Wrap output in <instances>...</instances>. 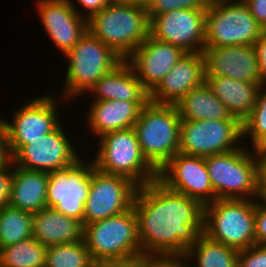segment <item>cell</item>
Here are the masks:
<instances>
[{"mask_svg": "<svg viewBox=\"0 0 266 267\" xmlns=\"http://www.w3.org/2000/svg\"><path fill=\"white\" fill-rule=\"evenodd\" d=\"M133 208L141 252L154 259H183L204 231V205L158 179L138 187Z\"/></svg>", "mask_w": 266, "mask_h": 267, "instance_id": "obj_1", "label": "cell"}, {"mask_svg": "<svg viewBox=\"0 0 266 267\" xmlns=\"http://www.w3.org/2000/svg\"><path fill=\"white\" fill-rule=\"evenodd\" d=\"M146 8L109 3L87 19V30L126 60L149 36Z\"/></svg>", "mask_w": 266, "mask_h": 267, "instance_id": "obj_2", "label": "cell"}, {"mask_svg": "<svg viewBox=\"0 0 266 267\" xmlns=\"http://www.w3.org/2000/svg\"><path fill=\"white\" fill-rule=\"evenodd\" d=\"M180 125L175 105L148 101L141 109L134 129L144 157L157 171L179 152Z\"/></svg>", "mask_w": 266, "mask_h": 267, "instance_id": "obj_3", "label": "cell"}, {"mask_svg": "<svg viewBox=\"0 0 266 267\" xmlns=\"http://www.w3.org/2000/svg\"><path fill=\"white\" fill-rule=\"evenodd\" d=\"M93 161L103 173L130 179L138 187L157 179L158 171L144 157L134 128L105 133L98 138Z\"/></svg>", "mask_w": 266, "mask_h": 267, "instance_id": "obj_4", "label": "cell"}, {"mask_svg": "<svg viewBox=\"0 0 266 267\" xmlns=\"http://www.w3.org/2000/svg\"><path fill=\"white\" fill-rule=\"evenodd\" d=\"M247 147L205 157L217 199H257L260 194L255 149ZM253 150V152H252Z\"/></svg>", "mask_w": 266, "mask_h": 267, "instance_id": "obj_5", "label": "cell"}, {"mask_svg": "<svg viewBox=\"0 0 266 267\" xmlns=\"http://www.w3.org/2000/svg\"><path fill=\"white\" fill-rule=\"evenodd\" d=\"M65 56L69 62L62 96L68 101L71 97L72 100L83 93L88 94L101 77L124 60L88 31Z\"/></svg>", "mask_w": 266, "mask_h": 267, "instance_id": "obj_6", "label": "cell"}, {"mask_svg": "<svg viewBox=\"0 0 266 267\" xmlns=\"http://www.w3.org/2000/svg\"><path fill=\"white\" fill-rule=\"evenodd\" d=\"M203 233L238 251L256 244L255 200L216 199L206 204Z\"/></svg>", "mask_w": 266, "mask_h": 267, "instance_id": "obj_7", "label": "cell"}, {"mask_svg": "<svg viewBox=\"0 0 266 267\" xmlns=\"http://www.w3.org/2000/svg\"><path fill=\"white\" fill-rule=\"evenodd\" d=\"M83 240L96 264L142 253L133 206L121 214L84 225Z\"/></svg>", "mask_w": 266, "mask_h": 267, "instance_id": "obj_8", "label": "cell"}, {"mask_svg": "<svg viewBox=\"0 0 266 267\" xmlns=\"http://www.w3.org/2000/svg\"><path fill=\"white\" fill-rule=\"evenodd\" d=\"M264 32L243 0H210L205 47L253 45Z\"/></svg>", "mask_w": 266, "mask_h": 267, "instance_id": "obj_9", "label": "cell"}, {"mask_svg": "<svg viewBox=\"0 0 266 267\" xmlns=\"http://www.w3.org/2000/svg\"><path fill=\"white\" fill-rule=\"evenodd\" d=\"M243 138L239 119L181 120L179 152L208 157L240 148Z\"/></svg>", "mask_w": 266, "mask_h": 267, "instance_id": "obj_10", "label": "cell"}, {"mask_svg": "<svg viewBox=\"0 0 266 267\" xmlns=\"http://www.w3.org/2000/svg\"><path fill=\"white\" fill-rule=\"evenodd\" d=\"M81 158L73 165L49 173L46 192L47 207L83 223L85 202L91 185L93 161Z\"/></svg>", "mask_w": 266, "mask_h": 267, "instance_id": "obj_11", "label": "cell"}, {"mask_svg": "<svg viewBox=\"0 0 266 267\" xmlns=\"http://www.w3.org/2000/svg\"><path fill=\"white\" fill-rule=\"evenodd\" d=\"M138 186L130 179L91 171V185L85 202L83 225L121 214L133 206Z\"/></svg>", "mask_w": 266, "mask_h": 267, "instance_id": "obj_12", "label": "cell"}, {"mask_svg": "<svg viewBox=\"0 0 266 267\" xmlns=\"http://www.w3.org/2000/svg\"><path fill=\"white\" fill-rule=\"evenodd\" d=\"M54 97L56 96L44 95L33 98L13 113L11 122L4 120L12 156L23 145L33 143L60 124Z\"/></svg>", "mask_w": 266, "mask_h": 267, "instance_id": "obj_13", "label": "cell"}, {"mask_svg": "<svg viewBox=\"0 0 266 267\" xmlns=\"http://www.w3.org/2000/svg\"><path fill=\"white\" fill-rule=\"evenodd\" d=\"M205 27L206 10L177 9L152 18L149 36L188 53H203Z\"/></svg>", "mask_w": 266, "mask_h": 267, "instance_id": "obj_14", "label": "cell"}, {"mask_svg": "<svg viewBox=\"0 0 266 267\" xmlns=\"http://www.w3.org/2000/svg\"><path fill=\"white\" fill-rule=\"evenodd\" d=\"M59 124L53 131L23 145L13 156L12 163L30 170L50 173L76 163L80 158L66 130Z\"/></svg>", "mask_w": 266, "mask_h": 267, "instance_id": "obj_15", "label": "cell"}, {"mask_svg": "<svg viewBox=\"0 0 266 267\" xmlns=\"http://www.w3.org/2000/svg\"><path fill=\"white\" fill-rule=\"evenodd\" d=\"M157 179L169 189L194 198L204 206L217 199L205 157L178 152L158 171Z\"/></svg>", "mask_w": 266, "mask_h": 267, "instance_id": "obj_16", "label": "cell"}, {"mask_svg": "<svg viewBox=\"0 0 266 267\" xmlns=\"http://www.w3.org/2000/svg\"><path fill=\"white\" fill-rule=\"evenodd\" d=\"M37 1L36 8L44 30L65 55L88 31L84 13L76 10L72 0Z\"/></svg>", "mask_w": 266, "mask_h": 267, "instance_id": "obj_17", "label": "cell"}, {"mask_svg": "<svg viewBox=\"0 0 266 267\" xmlns=\"http://www.w3.org/2000/svg\"><path fill=\"white\" fill-rule=\"evenodd\" d=\"M186 52L150 36L126 59L150 94Z\"/></svg>", "mask_w": 266, "mask_h": 267, "instance_id": "obj_18", "label": "cell"}, {"mask_svg": "<svg viewBox=\"0 0 266 267\" xmlns=\"http://www.w3.org/2000/svg\"><path fill=\"white\" fill-rule=\"evenodd\" d=\"M206 76L262 84L253 45L204 47Z\"/></svg>", "mask_w": 266, "mask_h": 267, "instance_id": "obj_19", "label": "cell"}, {"mask_svg": "<svg viewBox=\"0 0 266 267\" xmlns=\"http://www.w3.org/2000/svg\"><path fill=\"white\" fill-rule=\"evenodd\" d=\"M205 79L206 69L203 53L186 52L149 94V101L175 105L191 89L203 84Z\"/></svg>", "mask_w": 266, "mask_h": 267, "instance_id": "obj_20", "label": "cell"}, {"mask_svg": "<svg viewBox=\"0 0 266 267\" xmlns=\"http://www.w3.org/2000/svg\"><path fill=\"white\" fill-rule=\"evenodd\" d=\"M148 101H94L88 111L87 123L97 138L105 133L134 128L141 109Z\"/></svg>", "mask_w": 266, "mask_h": 267, "instance_id": "obj_21", "label": "cell"}, {"mask_svg": "<svg viewBox=\"0 0 266 267\" xmlns=\"http://www.w3.org/2000/svg\"><path fill=\"white\" fill-rule=\"evenodd\" d=\"M81 221L63 215L53 207L32 214V236L46 247L83 240Z\"/></svg>", "mask_w": 266, "mask_h": 267, "instance_id": "obj_22", "label": "cell"}, {"mask_svg": "<svg viewBox=\"0 0 266 267\" xmlns=\"http://www.w3.org/2000/svg\"><path fill=\"white\" fill-rule=\"evenodd\" d=\"M88 92L95 95L94 101H149V93L126 60L101 77Z\"/></svg>", "mask_w": 266, "mask_h": 267, "instance_id": "obj_23", "label": "cell"}, {"mask_svg": "<svg viewBox=\"0 0 266 267\" xmlns=\"http://www.w3.org/2000/svg\"><path fill=\"white\" fill-rule=\"evenodd\" d=\"M205 82L225 104L228 112L241 122L256 105L263 84L244 82L230 77L206 76Z\"/></svg>", "mask_w": 266, "mask_h": 267, "instance_id": "obj_24", "label": "cell"}, {"mask_svg": "<svg viewBox=\"0 0 266 267\" xmlns=\"http://www.w3.org/2000/svg\"><path fill=\"white\" fill-rule=\"evenodd\" d=\"M48 179L47 172L30 170L13 164L9 205L32 214L47 207Z\"/></svg>", "mask_w": 266, "mask_h": 267, "instance_id": "obj_25", "label": "cell"}, {"mask_svg": "<svg viewBox=\"0 0 266 267\" xmlns=\"http://www.w3.org/2000/svg\"><path fill=\"white\" fill-rule=\"evenodd\" d=\"M175 106L181 120L238 119L228 112L206 82L191 89Z\"/></svg>", "mask_w": 266, "mask_h": 267, "instance_id": "obj_26", "label": "cell"}, {"mask_svg": "<svg viewBox=\"0 0 266 267\" xmlns=\"http://www.w3.org/2000/svg\"><path fill=\"white\" fill-rule=\"evenodd\" d=\"M192 258L196 259L195 267H237L238 250L201 233L183 258L187 267Z\"/></svg>", "mask_w": 266, "mask_h": 267, "instance_id": "obj_27", "label": "cell"}, {"mask_svg": "<svg viewBox=\"0 0 266 267\" xmlns=\"http://www.w3.org/2000/svg\"><path fill=\"white\" fill-rule=\"evenodd\" d=\"M47 247L33 236L0 249V267H45Z\"/></svg>", "mask_w": 266, "mask_h": 267, "instance_id": "obj_28", "label": "cell"}, {"mask_svg": "<svg viewBox=\"0 0 266 267\" xmlns=\"http://www.w3.org/2000/svg\"><path fill=\"white\" fill-rule=\"evenodd\" d=\"M32 237V213L6 205L0 208V249Z\"/></svg>", "mask_w": 266, "mask_h": 267, "instance_id": "obj_29", "label": "cell"}, {"mask_svg": "<svg viewBox=\"0 0 266 267\" xmlns=\"http://www.w3.org/2000/svg\"><path fill=\"white\" fill-rule=\"evenodd\" d=\"M84 240L49 246L45 267H96Z\"/></svg>", "mask_w": 266, "mask_h": 267, "instance_id": "obj_30", "label": "cell"}, {"mask_svg": "<svg viewBox=\"0 0 266 267\" xmlns=\"http://www.w3.org/2000/svg\"><path fill=\"white\" fill-rule=\"evenodd\" d=\"M249 135L253 149L266 146V85H262L256 105L242 121V136Z\"/></svg>", "mask_w": 266, "mask_h": 267, "instance_id": "obj_31", "label": "cell"}, {"mask_svg": "<svg viewBox=\"0 0 266 267\" xmlns=\"http://www.w3.org/2000/svg\"><path fill=\"white\" fill-rule=\"evenodd\" d=\"M210 0H152L146 9L149 21L157 15L177 9L206 10Z\"/></svg>", "mask_w": 266, "mask_h": 267, "instance_id": "obj_32", "label": "cell"}, {"mask_svg": "<svg viewBox=\"0 0 266 267\" xmlns=\"http://www.w3.org/2000/svg\"><path fill=\"white\" fill-rule=\"evenodd\" d=\"M237 267H266V245L254 244L239 250Z\"/></svg>", "mask_w": 266, "mask_h": 267, "instance_id": "obj_33", "label": "cell"}, {"mask_svg": "<svg viewBox=\"0 0 266 267\" xmlns=\"http://www.w3.org/2000/svg\"><path fill=\"white\" fill-rule=\"evenodd\" d=\"M255 236L256 244L266 245V199L263 196L255 199Z\"/></svg>", "mask_w": 266, "mask_h": 267, "instance_id": "obj_34", "label": "cell"}, {"mask_svg": "<svg viewBox=\"0 0 266 267\" xmlns=\"http://www.w3.org/2000/svg\"><path fill=\"white\" fill-rule=\"evenodd\" d=\"M155 259L143 253L127 258L110 259L97 264L96 267H148Z\"/></svg>", "mask_w": 266, "mask_h": 267, "instance_id": "obj_35", "label": "cell"}, {"mask_svg": "<svg viewBox=\"0 0 266 267\" xmlns=\"http://www.w3.org/2000/svg\"><path fill=\"white\" fill-rule=\"evenodd\" d=\"M13 163L0 168V208L9 205L11 183L13 178Z\"/></svg>", "mask_w": 266, "mask_h": 267, "instance_id": "obj_36", "label": "cell"}, {"mask_svg": "<svg viewBox=\"0 0 266 267\" xmlns=\"http://www.w3.org/2000/svg\"><path fill=\"white\" fill-rule=\"evenodd\" d=\"M257 62L260 80L266 85V31L253 44Z\"/></svg>", "mask_w": 266, "mask_h": 267, "instance_id": "obj_37", "label": "cell"}, {"mask_svg": "<svg viewBox=\"0 0 266 267\" xmlns=\"http://www.w3.org/2000/svg\"><path fill=\"white\" fill-rule=\"evenodd\" d=\"M11 162L12 155L8 144L7 127L0 117V168L9 165Z\"/></svg>", "mask_w": 266, "mask_h": 267, "instance_id": "obj_38", "label": "cell"}, {"mask_svg": "<svg viewBox=\"0 0 266 267\" xmlns=\"http://www.w3.org/2000/svg\"><path fill=\"white\" fill-rule=\"evenodd\" d=\"M249 7L251 15L266 31V0H243Z\"/></svg>", "mask_w": 266, "mask_h": 267, "instance_id": "obj_39", "label": "cell"}, {"mask_svg": "<svg viewBox=\"0 0 266 267\" xmlns=\"http://www.w3.org/2000/svg\"><path fill=\"white\" fill-rule=\"evenodd\" d=\"M255 154L258 160L260 194L264 196L266 194V146L256 148Z\"/></svg>", "mask_w": 266, "mask_h": 267, "instance_id": "obj_40", "label": "cell"}, {"mask_svg": "<svg viewBox=\"0 0 266 267\" xmlns=\"http://www.w3.org/2000/svg\"><path fill=\"white\" fill-rule=\"evenodd\" d=\"M80 6H82L84 13V17L88 19L91 15L96 12H100L104 9L110 2L108 0H76ZM85 8V9H84ZM87 14V15H86ZM86 15V16H85Z\"/></svg>", "mask_w": 266, "mask_h": 267, "instance_id": "obj_41", "label": "cell"}, {"mask_svg": "<svg viewBox=\"0 0 266 267\" xmlns=\"http://www.w3.org/2000/svg\"><path fill=\"white\" fill-rule=\"evenodd\" d=\"M148 267H187L183 259H155Z\"/></svg>", "mask_w": 266, "mask_h": 267, "instance_id": "obj_42", "label": "cell"}, {"mask_svg": "<svg viewBox=\"0 0 266 267\" xmlns=\"http://www.w3.org/2000/svg\"><path fill=\"white\" fill-rule=\"evenodd\" d=\"M151 2L152 0H128L126 3H130L147 9Z\"/></svg>", "mask_w": 266, "mask_h": 267, "instance_id": "obj_43", "label": "cell"}, {"mask_svg": "<svg viewBox=\"0 0 266 267\" xmlns=\"http://www.w3.org/2000/svg\"><path fill=\"white\" fill-rule=\"evenodd\" d=\"M110 3H121V2H127L128 0H108Z\"/></svg>", "mask_w": 266, "mask_h": 267, "instance_id": "obj_44", "label": "cell"}]
</instances>
